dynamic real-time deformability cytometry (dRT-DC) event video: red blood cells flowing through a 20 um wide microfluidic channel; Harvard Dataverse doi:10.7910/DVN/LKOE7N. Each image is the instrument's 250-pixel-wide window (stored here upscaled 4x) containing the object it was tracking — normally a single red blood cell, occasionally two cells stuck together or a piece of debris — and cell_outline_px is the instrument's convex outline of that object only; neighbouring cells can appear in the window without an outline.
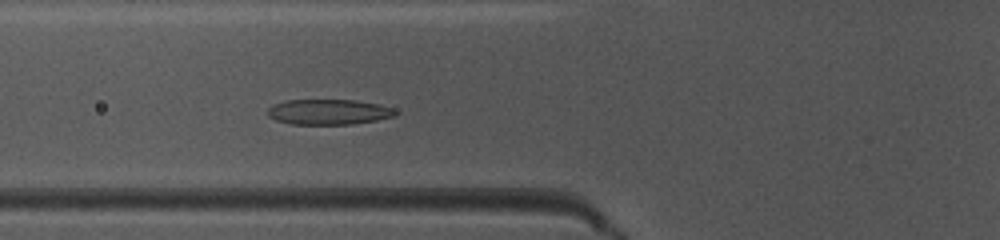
{"species": "common noctule bat (a hibernating species)", "species_latin": "Nyctalus noctula", "temperature_condition": "warm", "stored_images_in_passage": 35, "camera_frame_rate_fps": 3000, "um_per_image_px": 0.085, "animal": {"sex": "female", "body_mass_g": 10.0, "forearm_length_mm": 53.1}, "frame": {"image": 1, "passage_image": 3, "time_ms": 0.667, "image_size_px": [1000, 240], "cell_outline_px": [[396, 116], [376, 120], [352, 124], [292, 124], [276, 120], [268, 116], [268, 108], [272, 104], [288, 100], [356, 100], [376, 104], [392, 108], [396, 112]], "centroid_in_image_um": [27.9, 9.51], "position_along_channel_um": 97.9, "area_um2": 18.73}}
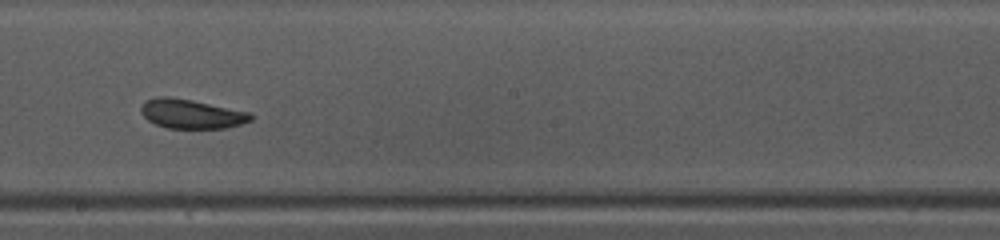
{"frame": {"image": 2, "passage_image": 13, "time_ms": 4.0, "image_size_px": [1000, 240], "cell_outline_px": [[252, 120], [228, 128], [168, 128], [156, 124], [148, 120], [140, 112], [140, 108], [144, 100], [156, 96], [168, 96], [192, 100], [252, 112]], "centroid_in_image_um": [16.26, 9.67], "position_along_channel_um": 231.9, "area_um2": 18.9}}
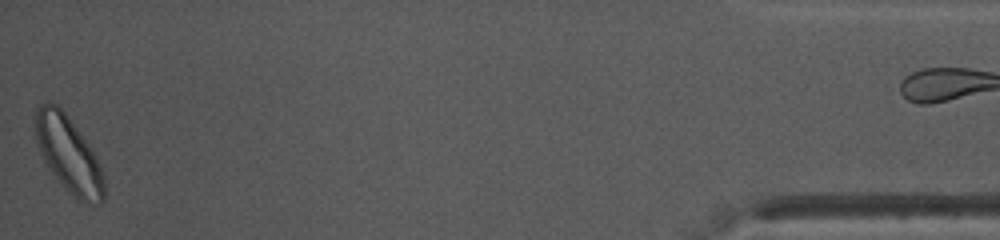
{"frame": {"image": 3, "passage_image": 34, "time_ms": 11.0, "image_size_px": [1000, 240], "cell_outline_px": [[104, 200], [100, 204], [80, 200], [52, 172], [44, 160], [40, 152], [36, 140], [36, 108], [40, 104], [56, 104], [64, 112], [88, 144], [104, 176]], "centroid_in_image_um": [5.82, 13.1], "position_along_channel_um": 429.4, "area_um2": 28.96}}